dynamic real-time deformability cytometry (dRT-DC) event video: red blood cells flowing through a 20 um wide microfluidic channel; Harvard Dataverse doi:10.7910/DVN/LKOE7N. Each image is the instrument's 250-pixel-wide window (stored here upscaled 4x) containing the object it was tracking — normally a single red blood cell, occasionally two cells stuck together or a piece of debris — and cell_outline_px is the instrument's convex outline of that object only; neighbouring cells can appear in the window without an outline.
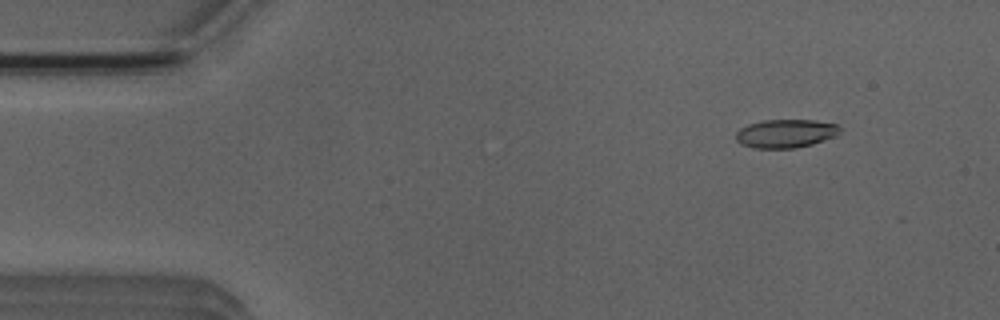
{"species": "Egyptian fruit bat (a non-hibernating species)", "species_latin": "Rousettus aegyptiacus", "temperature_condition": "room temperature", "stored_images_in_passage": 3, "camera_frame_rate_fps": 3000, "um_per_image_px": 0.085, "animal": {"sex": "male"}, "frame": {"image": 1, "passage_image": 1, "time_ms": 0.0, "image_size_px": [1000, 320], "cell_outline_px": [[840, 132], [836, 136], [812, 144], [796, 148], [756, 148], [740, 144], [736, 140], [736, 132], [740, 128], [748, 124], [764, 120], [816, 120], [836, 124], [840, 128]], "centroid_in_image_um": [66.78, 11.35], "position_along_channel_um": 18.2, "area_um2": 17.28}}